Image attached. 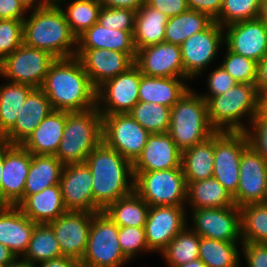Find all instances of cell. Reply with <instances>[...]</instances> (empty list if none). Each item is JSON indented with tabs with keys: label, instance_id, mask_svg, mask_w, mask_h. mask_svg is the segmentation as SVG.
Masks as SVG:
<instances>
[{
	"label": "cell",
	"instance_id": "35",
	"mask_svg": "<svg viewBox=\"0 0 267 267\" xmlns=\"http://www.w3.org/2000/svg\"><path fill=\"white\" fill-rule=\"evenodd\" d=\"M33 89L10 81L0 85V138L15 124L18 112Z\"/></svg>",
	"mask_w": 267,
	"mask_h": 267
},
{
	"label": "cell",
	"instance_id": "16",
	"mask_svg": "<svg viewBox=\"0 0 267 267\" xmlns=\"http://www.w3.org/2000/svg\"><path fill=\"white\" fill-rule=\"evenodd\" d=\"M267 190V161L250 144L243 150L239 184L233 200L237 207L262 203Z\"/></svg>",
	"mask_w": 267,
	"mask_h": 267
},
{
	"label": "cell",
	"instance_id": "34",
	"mask_svg": "<svg viewBox=\"0 0 267 267\" xmlns=\"http://www.w3.org/2000/svg\"><path fill=\"white\" fill-rule=\"evenodd\" d=\"M149 204L135 191L110 203L103 211L119 227H145Z\"/></svg>",
	"mask_w": 267,
	"mask_h": 267
},
{
	"label": "cell",
	"instance_id": "58",
	"mask_svg": "<svg viewBox=\"0 0 267 267\" xmlns=\"http://www.w3.org/2000/svg\"><path fill=\"white\" fill-rule=\"evenodd\" d=\"M27 11L36 10L46 6V0H18Z\"/></svg>",
	"mask_w": 267,
	"mask_h": 267
},
{
	"label": "cell",
	"instance_id": "32",
	"mask_svg": "<svg viewBox=\"0 0 267 267\" xmlns=\"http://www.w3.org/2000/svg\"><path fill=\"white\" fill-rule=\"evenodd\" d=\"M187 203L192 209L236 206L233 195L214 177L190 182Z\"/></svg>",
	"mask_w": 267,
	"mask_h": 267
},
{
	"label": "cell",
	"instance_id": "12",
	"mask_svg": "<svg viewBox=\"0 0 267 267\" xmlns=\"http://www.w3.org/2000/svg\"><path fill=\"white\" fill-rule=\"evenodd\" d=\"M249 145L246 132L214 133L213 176L231 195L239 184V167L243 150Z\"/></svg>",
	"mask_w": 267,
	"mask_h": 267
},
{
	"label": "cell",
	"instance_id": "20",
	"mask_svg": "<svg viewBox=\"0 0 267 267\" xmlns=\"http://www.w3.org/2000/svg\"><path fill=\"white\" fill-rule=\"evenodd\" d=\"M134 64L143 75L150 77H177L189 79L184 72L181 47L159 43L136 51Z\"/></svg>",
	"mask_w": 267,
	"mask_h": 267
},
{
	"label": "cell",
	"instance_id": "54",
	"mask_svg": "<svg viewBox=\"0 0 267 267\" xmlns=\"http://www.w3.org/2000/svg\"><path fill=\"white\" fill-rule=\"evenodd\" d=\"M102 6L111 8H126L138 11L146 0H98Z\"/></svg>",
	"mask_w": 267,
	"mask_h": 267
},
{
	"label": "cell",
	"instance_id": "33",
	"mask_svg": "<svg viewBox=\"0 0 267 267\" xmlns=\"http://www.w3.org/2000/svg\"><path fill=\"white\" fill-rule=\"evenodd\" d=\"M214 134L205 141L182 152L181 167L187 185L190 182L208 179L214 172Z\"/></svg>",
	"mask_w": 267,
	"mask_h": 267
},
{
	"label": "cell",
	"instance_id": "59",
	"mask_svg": "<svg viewBox=\"0 0 267 267\" xmlns=\"http://www.w3.org/2000/svg\"><path fill=\"white\" fill-rule=\"evenodd\" d=\"M258 112L267 114V87L258 92Z\"/></svg>",
	"mask_w": 267,
	"mask_h": 267
},
{
	"label": "cell",
	"instance_id": "51",
	"mask_svg": "<svg viewBox=\"0 0 267 267\" xmlns=\"http://www.w3.org/2000/svg\"><path fill=\"white\" fill-rule=\"evenodd\" d=\"M146 4L160 10L168 18L189 10L187 0H146Z\"/></svg>",
	"mask_w": 267,
	"mask_h": 267
},
{
	"label": "cell",
	"instance_id": "40",
	"mask_svg": "<svg viewBox=\"0 0 267 267\" xmlns=\"http://www.w3.org/2000/svg\"><path fill=\"white\" fill-rule=\"evenodd\" d=\"M61 256L58 240L49 224H35L28 249L22 258L37 265Z\"/></svg>",
	"mask_w": 267,
	"mask_h": 267
},
{
	"label": "cell",
	"instance_id": "14",
	"mask_svg": "<svg viewBox=\"0 0 267 267\" xmlns=\"http://www.w3.org/2000/svg\"><path fill=\"white\" fill-rule=\"evenodd\" d=\"M190 211L189 219L193 222L191 229L200 237L242 242L239 207L201 208Z\"/></svg>",
	"mask_w": 267,
	"mask_h": 267
},
{
	"label": "cell",
	"instance_id": "38",
	"mask_svg": "<svg viewBox=\"0 0 267 267\" xmlns=\"http://www.w3.org/2000/svg\"><path fill=\"white\" fill-rule=\"evenodd\" d=\"M188 225L160 253L168 267H177L199 258L200 236Z\"/></svg>",
	"mask_w": 267,
	"mask_h": 267
},
{
	"label": "cell",
	"instance_id": "2",
	"mask_svg": "<svg viewBox=\"0 0 267 267\" xmlns=\"http://www.w3.org/2000/svg\"><path fill=\"white\" fill-rule=\"evenodd\" d=\"M92 174L94 213L134 191L132 162L101 142L84 162Z\"/></svg>",
	"mask_w": 267,
	"mask_h": 267
},
{
	"label": "cell",
	"instance_id": "3",
	"mask_svg": "<svg viewBox=\"0 0 267 267\" xmlns=\"http://www.w3.org/2000/svg\"><path fill=\"white\" fill-rule=\"evenodd\" d=\"M23 20V43L45 50L56 58L74 57L77 38L70 31L63 11L57 4L29 11Z\"/></svg>",
	"mask_w": 267,
	"mask_h": 267
},
{
	"label": "cell",
	"instance_id": "50",
	"mask_svg": "<svg viewBox=\"0 0 267 267\" xmlns=\"http://www.w3.org/2000/svg\"><path fill=\"white\" fill-rule=\"evenodd\" d=\"M242 255L247 267H267V244L242 242Z\"/></svg>",
	"mask_w": 267,
	"mask_h": 267
},
{
	"label": "cell",
	"instance_id": "28",
	"mask_svg": "<svg viewBox=\"0 0 267 267\" xmlns=\"http://www.w3.org/2000/svg\"><path fill=\"white\" fill-rule=\"evenodd\" d=\"M24 215L36 224H48L67 211L60 185L29 195L19 206Z\"/></svg>",
	"mask_w": 267,
	"mask_h": 267
},
{
	"label": "cell",
	"instance_id": "17",
	"mask_svg": "<svg viewBox=\"0 0 267 267\" xmlns=\"http://www.w3.org/2000/svg\"><path fill=\"white\" fill-rule=\"evenodd\" d=\"M31 153L21 145L5 141V156L1 175V205L19 206L24 201L26 178Z\"/></svg>",
	"mask_w": 267,
	"mask_h": 267
},
{
	"label": "cell",
	"instance_id": "47",
	"mask_svg": "<svg viewBox=\"0 0 267 267\" xmlns=\"http://www.w3.org/2000/svg\"><path fill=\"white\" fill-rule=\"evenodd\" d=\"M135 15L131 9L102 6L97 23L110 29L134 31Z\"/></svg>",
	"mask_w": 267,
	"mask_h": 267
},
{
	"label": "cell",
	"instance_id": "26",
	"mask_svg": "<svg viewBox=\"0 0 267 267\" xmlns=\"http://www.w3.org/2000/svg\"><path fill=\"white\" fill-rule=\"evenodd\" d=\"M66 124V112L53 110L27 137L21 146L33 155H55Z\"/></svg>",
	"mask_w": 267,
	"mask_h": 267
},
{
	"label": "cell",
	"instance_id": "11",
	"mask_svg": "<svg viewBox=\"0 0 267 267\" xmlns=\"http://www.w3.org/2000/svg\"><path fill=\"white\" fill-rule=\"evenodd\" d=\"M149 135L129 113L102 115V142L132 163Z\"/></svg>",
	"mask_w": 267,
	"mask_h": 267
},
{
	"label": "cell",
	"instance_id": "64",
	"mask_svg": "<svg viewBox=\"0 0 267 267\" xmlns=\"http://www.w3.org/2000/svg\"><path fill=\"white\" fill-rule=\"evenodd\" d=\"M65 1H67L68 2V0H46V2L48 3V4H62V6H63V3L65 4L66 2ZM63 2V3H62Z\"/></svg>",
	"mask_w": 267,
	"mask_h": 267
},
{
	"label": "cell",
	"instance_id": "4",
	"mask_svg": "<svg viewBox=\"0 0 267 267\" xmlns=\"http://www.w3.org/2000/svg\"><path fill=\"white\" fill-rule=\"evenodd\" d=\"M207 107L216 132H246L258 112V91L254 84L237 83L222 95L212 97ZM243 117L248 118V124L243 123Z\"/></svg>",
	"mask_w": 267,
	"mask_h": 267
},
{
	"label": "cell",
	"instance_id": "56",
	"mask_svg": "<svg viewBox=\"0 0 267 267\" xmlns=\"http://www.w3.org/2000/svg\"><path fill=\"white\" fill-rule=\"evenodd\" d=\"M36 267H80V261L68 257V256H61L58 258H54L48 261H43L35 265Z\"/></svg>",
	"mask_w": 267,
	"mask_h": 267
},
{
	"label": "cell",
	"instance_id": "57",
	"mask_svg": "<svg viewBox=\"0 0 267 267\" xmlns=\"http://www.w3.org/2000/svg\"><path fill=\"white\" fill-rule=\"evenodd\" d=\"M17 257L15 254L7 248L5 245L0 243V265L5 266L6 264L14 261Z\"/></svg>",
	"mask_w": 267,
	"mask_h": 267
},
{
	"label": "cell",
	"instance_id": "62",
	"mask_svg": "<svg viewBox=\"0 0 267 267\" xmlns=\"http://www.w3.org/2000/svg\"><path fill=\"white\" fill-rule=\"evenodd\" d=\"M177 267H207V266L201 259L197 258L195 260L179 265Z\"/></svg>",
	"mask_w": 267,
	"mask_h": 267
},
{
	"label": "cell",
	"instance_id": "49",
	"mask_svg": "<svg viewBox=\"0 0 267 267\" xmlns=\"http://www.w3.org/2000/svg\"><path fill=\"white\" fill-rule=\"evenodd\" d=\"M236 84L237 81L219 65L209 73L207 79L209 93H200V96L208 102L212 97L222 95Z\"/></svg>",
	"mask_w": 267,
	"mask_h": 267
},
{
	"label": "cell",
	"instance_id": "25",
	"mask_svg": "<svg viewBox=\"0 0 267 267\" xmlns=\"http://www.w3.org/2000/svg\"><path fill=\"white\" fill-rule=\"evenodd\" d=\"M35 224L18 206L0 205V243L16 257L27 251Z\"/></svg>",
	"mask_w": 267,
	"mask_h": 267
},
{
	"label": "cell",
	"instance_id": "45",
	"mask_svg": "<svg viewBox=\"0 0 267 267\" xmlns=\"http://www.w3.org/2000/svg\"><path fill=\"white\" fill-rule=\"evenodd\" d=\"M118 240L122 253L129 261L144 251L151 253L144 227H119Z\"/></svg>",
	"mask_w": 267,
	"mask_h": 267
},
{
	"label": "cell",
	"instance_id": "22",
	"mask_svg": "<svg viewBox=\"0 0 267 267\" xmlns=\"http://www.w3.org/2000/svg\"><path fill=\"white\" fill-rule=\"evenodd\" d=\"M75 56L95 88L134 65L129 54L108 49H77Z\"/></svg>",
	"mask_w": 267,
	"mask_h": 267
},
{
	"label": "cell",
	"instance_id": "18",
	"mask_svg": "<svg viewBox=\"0 0 267 267\" xmlns=\"http://www.w3.org/2000/svg\"><path fill=\"white\" fill-rule=\"evenodd\" d=\"M223 31L229 51L255 62L267 54V25L260 18L227 25Z\"/></svg>",
	"mask_w": 267,
	"mask_h": 267
},
{
	"label": "cell",
	"instance_id": "29",
	"mask_svg": "<svg viewBox=\"0 0 267 267\" xmlns=\"http://www.w3.org/2000/svg\"><path fill=\"white\" fill-rule=\"evenodd\" d=\"M188 80L190 79L142 75L139 101L157 103L172 108L190 88L186 84Z\"/></svg>",
	"mask_w": 267,
	"mask_h": 267
},
{
	"label": "cell",
	"instance_id": "1",
	"mask_svg": "<svg viewBox=\"0 0 267 267\" xmlns=\"http://www.w3.org/2000/svg\"><path fill=\"white\" fill-rule=\"evenodd\" d=\"M41 88L53 110L79 112L96 107V88L76 56L57 58Z\"/></svg>",
	"mask_w": 267,
	"mask_h": 267
},
{
	"label": "cell",
	"instance_id": "31",
	"mask_svg": "<svg viewBox=\"0 0 267 267\" xmlns=\"http://www.w3.org/2000/svg\"><path fill=\"white\" fill-rule=\"evenodd\" d=\"M64 164L55 155H33L26 178L24 200L45 188L60 185Z\"/></svg>",
	"mask_w": 267,
	"mask_h": 267
},
{
	"label": "cell",
	"instance_id": "39",
	"mask_svg": "<svg viewBox=\"0 0 267 267\" xmlns=\"http://www.w3.org/2000/svg\"><path fill=\"white\" fill-rule=\"evenodd\" d=\"M239 208L242 242L267 244V206L250 203Z\"/></svg>",
	"mask_w": 267,
	"mask_h": 267
},
{
	"label": "cell",
	"instance_id": "55",
	"mask_svg": "<svg viewBox=\"0 0 267 267\" xmlns=\"http://www.w3.org/2000/svg\"><path fill=\"white\" fill-rule=\"evenodd\" d=\"M254 86L258 92L267 87V54L257 62Z\"/></svg>",
	"mask_w": 267,
	"mask_h": 267
},
{
	"label": "cell",
	"instance_id": "7",
	"mask_svg": "<svg viewBox=\"0 0 267 267\" xmlns=\"http://www.w3.org/2000/svg\"><path fill=\"white\" fill-rule=\"evenodd\" d=\"M119 226L104 211L94 213L81 267H122L130 262L122 253Z\"/></svg>",
	"mask_w": 267,
	"mask_h": 267
},
{
	"label": "cell",
	"instance_id": "36",
	"mask_svg": "<svg viewBox=\"0 0 267 267\" xmlns=\"http://www.w3.org/2000/svg\"><path fill=\"white\" fill-rule=\"evenodd\" d=\"M213 21L208 15L190 9L168 18L165 27V42L180 46L195 33L206 29Z\"/></svg>",
	"mask_w": 267,
	"mask_h": 267
},
{
	"label": "cell",
	"instance_id": "19",
	"mask_svg": "<svg viewBox=\"0 0 267 267\" xmlns=\"http://www.w3.org/2000/svg\"><path fill=\"white\" fill-rule=\"evenodd\" d=\"M93 214L68 211L48 223L54 231L63 256L81 261L86 250Z\"/></svg>",
	"mask_w": 267,
	"mask_h": 267
},
{
	"label": "cell",
	"instance_id": "46",
	"mask_svg": "<svg viewBox=\"0 0 267 267\" xmlns=\"http://www.w3.org/2000/svg\"><path fill=\"white\" fill-rule=\"evenodd\" d=\"M24 19H0V62L23 44Z\"/></svg>",
	"mask_w": 267,
	"mask_h": 267
},
{
	"label": "cell",
	"instance_id": "10",
	"mask_svg": "<svg viewBox=\"0 0 267 267\" xmlns=\"http://www.w3.org/2000/svg\"><path fill=\"white\" fill-rule=\"evenodd\" d=\"M143 74L134 64L127 71L103 82L96 88V108L102 115L125 114L139 102Z\"/></svg>",
	"mask_w": 267,
	"mask_h": 267
},
{
	"label": "cell",
	"instance_id": "24",
	"mask_svg": "<svg viewBox=\"0 0 267 267\" xmlns=\"http://www.w3.org/2000/svg\"><path fill=\"white\" fill-rule=\"evenodd\" d=\"M53 108L41 87L34 88L22 105L15 124L0 138L21 145Z\"/></svg>",
	"mask_w": 267,
	"mask_h": 267
},
{
	"label": "cell",
	"instance_id": "63",
	"mask_svg": "<svg viewBox=\"0 0 267 267\" xmlns=\"http://www.w3.org/2000/svg\"><path fill=\"white\" fill-rule=\"evenodd\" d=\"M259 18L267 25V0H261V10Z\"/></svg>",
	"mask_w": 267,
	"mask_h": 267
},
{
	"label": "cell",
	"instance_id": "65",
	"mask_svg": "<svg viewBox=\"0 0 267 267\" xmlns=\"http://www.w3.org/2000/svg\"><path fill=\"white\" fill-rule=\"evenodd\" d=\"M262 204L267 206V190H266V193H265V197H264V199L262 201Z\"/></svg>",
	"mask_w": 267,
	"mask_h": 267
},
{
	"label": "cell",
	"instance_id": "48",
	"mask_svg": "<svg viewBox=\"0 0 267 267\" xmlns=\"http://www.w3.org/2000/svg\"><path fill=\"white\" fill-rule=\"evenodd\" d=\"M248 126L249 144L267 161V114L257 112Z\"/></svg>",
	"mask_w": 267,
	"mask_h": 267
},
{
	"label": "cell",
	"instance_id": "53",
	"mask_svg": "<svg viewBox=\"0 0 267 267\" xmlns=\"http://www.w3.org/2000/svg\"><path fill=\"white\" fill-rule=\"evenodd\" d=\"M29 12L18 0H0V19H24Z\"/></svg>",
	"mask_w": 267,
	"mask_h": 267
},
{
	"label": "cell",
	"instance_id": "5",
	"mask_svg": "<svg viewBox=\"0 0 267 267\" xmlns=\"http://www.w3.org/2000/svg\"><path fill=\"white\" fill-rule=\"evenodd\" d=\"M208 118L207 102L189 88L171 108L168 133L183 152L215 133Z\"/></svg>",
	"mask_w": 267,
	"mask_h": 267
},
{
	"label": "cell",
	"instance_id": "13",
	"mask_svg": "<svg viewBox=\"0 0 267 267\" xmlns=\"http://www.w3.org/2000/svg\"><path fill=\"white\" fill-rule=\"evenodd\" d=\"M223 45V27L215 21L185 40L180 45L185 75L190 80L203 75Z\"/></svg>",
	"mask_w": 267,
	"mask_h": 267
},
{
	"label": "cell",
	"instance_id": "21",
	"mask_svg": "<svg viewBox=\"0 0 267 267\" xmlns=\"http://www.w3.org/2000/svg\"><path fill=\"white\" fill-rule=\"evenodd\" d=\"M60 187L67 211L94 213L92 174L85 163L64 165Z\"/></svg>",
	"mask_w": 267,
	"mask_h": 267
},
{
	"label": "cell",
	"instance_id": "41",
	"mask_svg": "<svg viewBox=\"0 0 267 267\" xmlns=\"http://www.w3.org/2000/svg\"><path fill=\"white\" fill-rule=\"evenodd\" d=\"M66 4L67 9H63L61 4L57 5L63 11L70 31L76 38L97 23L102 7L98 0H73Z\"/></svg>",
	"mask_w": 267,
	"mask_h": 267
},
{
	"label": "cell",
	"instance_id": "44",
	"mask_svg": "<svg viewBox=\"0 0 267 267\" xmlns=\"http://www.w3.org/2000/svg\"><path fill=\"white\" fill-rule=\"evenodd\" d=\"M222 59L221 66L229 73L237 83L254 84L257 62L229 51Z\"/></svg>",
	"mask_w": 267,
	"mask_h": 267
},
{
	"label": "cell",
	"instance_id": "6",
	"mask_svg": "<svg viewBox=\"0 0 267 267\" xmlns=\"http://www.w3.org/2000/svg\"><path fill=\"white\" fill-rule=\"evenodd\" d=\"M102 142V114L94 107L66 112L63 139L55 156L64 164L84 163Z\"/></svg>",
	"mask_w": 267,
	"mask_h": 267
},
{
	"label": "cell",
	"instance_id": "60",
	"mask_svg": "<svg viewBox=\"0 0 267 267\" xmlns=\"http://www.w3.org/2000/svg\"><path fill=\"white\" fill-rule=\"evenodd\" d=\"M4 267H36L31 262L23 259L22 257H17L14 261L6 264Z\"/></svg>",
	"mask_w": 267,
	"mask_h": 267
},
{
	"label": "cell",
	"instance_id": "15",
	"mask_svg": "<svg viewBox=\"0 0 267 267\" xmlns=\"http://www.w3.org/2000/svg\"><path fill=\"white\" fill-rule=\"evenodd\" d=\"M186 206H150L145 223V236L151 252L161 253L169 242L188 224Z\"/></svg>",
	"mask_w": 267,
	"mask_h": 267
},
{
	"label": "cell",
	"instance_id": "27",
	"mask_svg": "<svg viewBox=\"0 0 267 267\" xmlns=\"http://www.w3.org/2000/svg\"><path fill=\"white\" fill-rule=\"evenodd\" d=\"M134 31H122L102 27L95 23L77 38V49H108L129 54L134 60L136 48Z\"/></svg>",
	"mask_w": 267,
	"mask_h": 267
},
{
	"label": "cell",
	"instance_id": "61",
	"mask_svg": "<svg viewBox=\"0 0 267 267\" xmlns=\"http://www.w3.org/2000/svg\"><path fill=\"white\" fill-rule=\"evenodd\" d=\"M4 156H5V141L0 139V205H1V175H2V167L4 164Z\"/></svg>",
	"mask_w": 267,
	"mask_h": 267
},
{
	"label": "cell",
	"instance_id": "8",
	"mask_svg": "<svg viewBox=\"0 0 267 267\" xmlns=\"http://www.w3.org/2000/svg\"><path fill=\"white\" fill-rule=\"evenodd\" d=\"M134 191L149 206L187 205V182L182 168L133 172Z\"/></svg>",
	"mask_w": 267,
	"mask_h": 267
},
{
	"label": "cell",
	"instance_id": "30",
	"mask_svg": "<svg viewBox=\"0 0 267 267\" xmlns=\"http://www.w3.org/2000/svg\"><path fill=\"white\" fill-rule=\"evenodd\" d=\"M168 17L146 3L136 11L133 41L136 50L165 42Z\"/></svg>",
	"mask_w": 267,
	"mask_h": 267
},
{
	"label": "cell",
	"instance_id": "37",
	"mask_svg": "<svg viewBox=\"0 0 267 267\" xmlns=\"http://www.w3.org/2000/svg\"><path fill=\"white\" fill-rule=\"evenodd\" d=\"M239 246H242V242L200 237L199 259L207 267H237L241 261V249L237 248Z\"/></svg>",
	"mask_w": 267,
	"mask_h": 267
},
{
	"label": "cell",
	"instance_id": "43",
	"mask_svg": "<svg viewBox=\"0 0 267 267\" xmlns=\"http://www.w3.org/2000/svg\"><path fill=\"white\" fill-rule=\"evenodd\" d=\"M261 0H223L219 17L215 22L222 27L259 18Z\"/></svg>",
	"mask_w": 267,
	"mask_h": 267
},
{
	"label": "cell",
	"instance_id": "52",
	"mask_svg": "<svg viewBox=\"0 0 267 267\" xmlns=\"http://www.w3.org/2000/svg\"><path fill=\"white\" fill-rule=\"evenodd\" d=\"M223 0H187L190 10H195L208 15L212 20L219 17Z\"/></svg>",
	"mask_w": 267,
	"mask_h": 267
},
{
	"label": "cell",
	"instance_id": "42",
	"mask_svg": "<svg viewBox=\"0 0 267 267\" xmlns=\"http://www.w3.org/2000/svg\"><path fill=\"white\" fill-rule=\"evenodd\" d=\"M129 114L150 134L168 133L171 108L167 106L139 101Z\"/></svg>",
	"mask_w": 267,
	"mask_h": 267
},
{
	"label": "cell",
	"instance_id": "23",
	"mask_svg": "<svg viewBox=\"0 0 267 267\" xmlns=\"http://www.w3.org/2000/svg\"><path fill=\"white\" fill-rule=\"evenodd\" d=\"M182 151L169 133H153L148 136L141 154L132 163L133 172H152L182 168Z\"/></svg>",
	"mask_w": 267,
	"mask_h": 267
},
{
	"label": "cell",
	"instance_id": "9",
	"mask_svg": "<svg viewBox=\"0 0 267 267\" xmlns=\"http://www.w3.org/2000/svg\"><path fill=\"white\" fill-rule=\"evenodd\" d=\"M56 59L45 50L23 43L0 62V77L39 88L44 84L46 74Z\"/></svg>",
	"mask_w": 267,
	"mask_h": 267
}]
</instances>
